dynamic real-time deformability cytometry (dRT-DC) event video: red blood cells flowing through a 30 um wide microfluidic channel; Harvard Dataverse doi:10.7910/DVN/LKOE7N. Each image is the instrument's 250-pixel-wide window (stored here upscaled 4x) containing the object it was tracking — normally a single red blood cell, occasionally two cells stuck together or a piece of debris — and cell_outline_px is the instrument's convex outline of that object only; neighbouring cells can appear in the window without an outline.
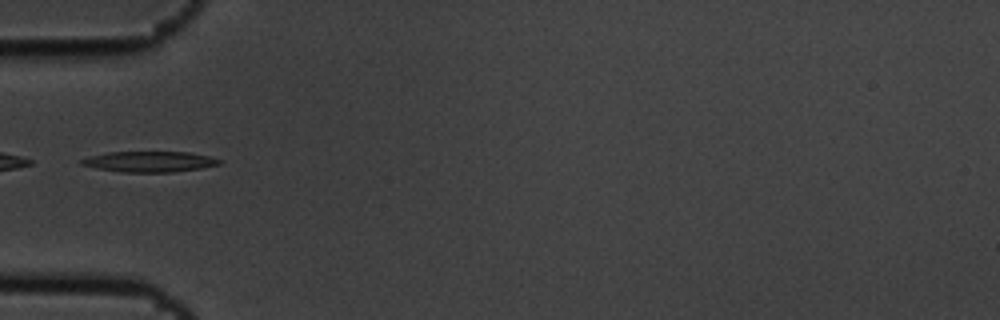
{"species": "common noctule bat (a hibernating species)", "species_latin": "Nyctalus noctula", "temperature_condition": "cold", "stored_images_in_passage": 4, "camera_frame_rate_fps": 3000, "um_per_image_px": 0.085, "animal": {"sex": "male", "body_mass_g": 19.5, "forearm_length_mm": 54.6}, "frame": {"image": 1, "passage_image": 1, "time_ms": 0.0, "image_size_px": [1000, 320], "cell_outline_px": [[224, 160], [220, 164], [200, 168], [172, 172], [120, 172], [80, 164], [80, 160], [92, 156], [108, 152], [188, 152], [208, 156]], "centroid_in_image_um": [12.76, 13.74], "position_along_channel_um": 72.2, "area_um2": 16.36}}
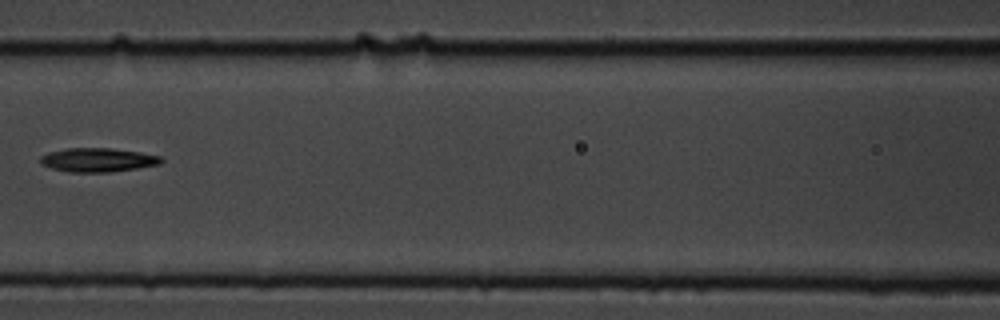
{"frame": {"image": 2, "passage_image": 3, "time_ms": 0.667, "image_size_px": [1000, 320], "cell_outline_px": [[164, 160], [160, 164], [136, 168], [108, 172], [68, 172], [52, 168], [40, 164], [40, 156], [48, 152], [68, 148], [112, 148], [140, 152], [160, 156]], "centroid_in_image_um": [8.29, 13.59], "position_along_channel_um": 158.3, "area_um2": 16.82}}
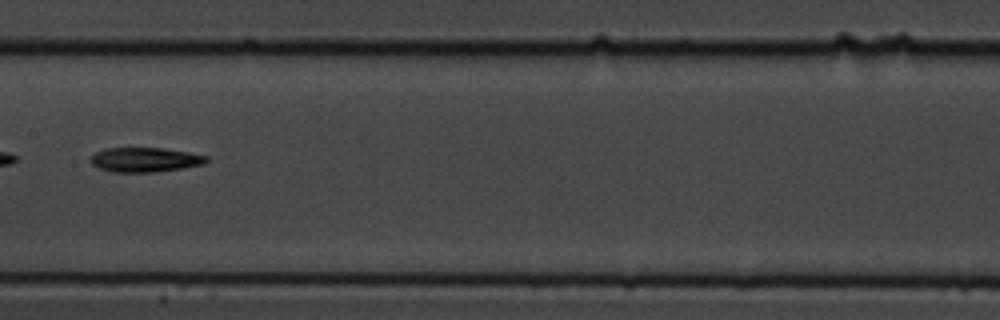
{"frame": {"image": 3, "passage_image": 4, "time_ms": 1.0, "image_size_px": [1000, 320], "cell_outline_px": [[208, 160], [204, 164], [184, 168], [152, 172], [112, 172], [100, 168], [92, 164], [88, 160], [96, 152], [104, 148], [164, 148], [188, 152], [208, 156]], "centroid_in_image_um": [12.32, 13.57], "position_along_channel_um": 195.1, "area_um2": 16.59}}